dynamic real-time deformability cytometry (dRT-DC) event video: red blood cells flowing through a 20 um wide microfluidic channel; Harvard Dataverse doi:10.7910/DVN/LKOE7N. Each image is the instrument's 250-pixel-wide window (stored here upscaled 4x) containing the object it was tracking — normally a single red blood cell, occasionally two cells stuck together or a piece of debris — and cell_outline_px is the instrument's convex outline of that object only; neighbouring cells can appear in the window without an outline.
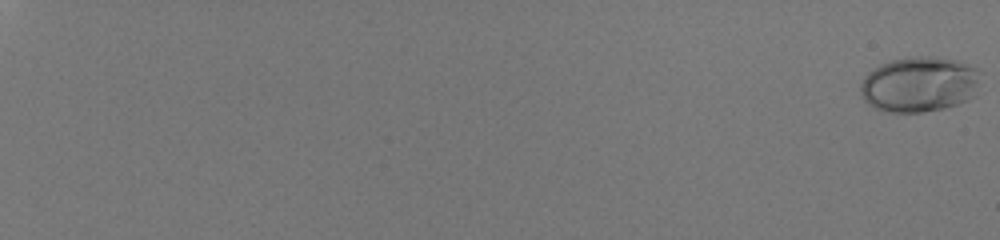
{"species": "human", "species_latin": "Homo sapiens", "temperature_condition": "room temperature", "stored_images_in_passage": 58, "camera_frame_rate_fps": 3000, "um_per_image_px": 0.085, "donor": {"sex": "male"}, "frame": {"image": 1, "passage_image": 1, "time_ms": 0.0, "image_size_px": [1000, 240], "cell_outline_px": [[976, 96], [956, 104], [944, 108], [924, 112], [892, 112], [876, 108], [868, 104], [864, 100], [860, 92], [860, 84], [868, 72], [880, 64], [892, 60], [908, 56], [932, 56], [956, 60], [968, 64], [976, 68]], "centroid_in_image_um": [78.1, 7.16], "position_along_channel_um": 6.9, "area_um2": 38.55}}
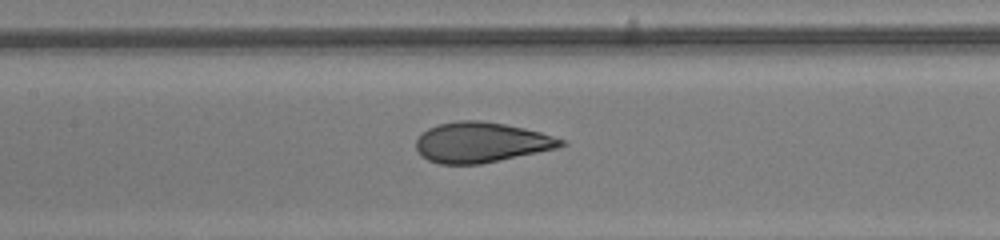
{"frame": {"image": 2, "passage_image": 35, "time_ms": 11.333, "image_size_px": [1000, 240], "cell_outline_px": [[568, 144], [556, 148], [480, 164], [440, 164], [428, 160], [416, 148], [416, 140], [428, 128], [440, 124], [456, 120], [480, 120], [504, 124], [524, 128], [540, 132], [564, 140]], "centroid_in_image_um": [40.9, 12.09], "position_along_channel_um": 166.5, "area_um2": 33.58}}
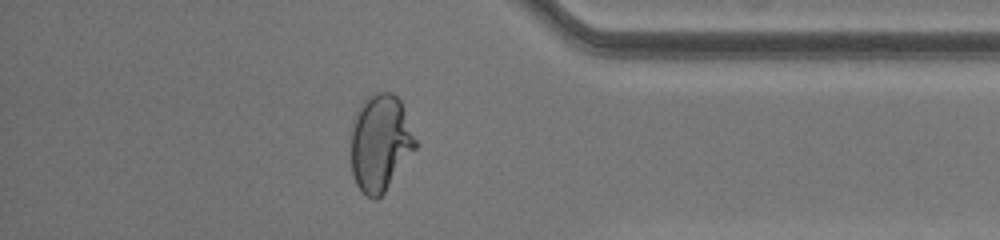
{"frame": {"image": 3, "passage_image": 53, "time_ms": 17.333, "image_size_px": [1000, 240], "cell_outline_px": [[416, 148], [384, 192], [376, 200], [368, 196], [356, 184], [352, 172], [352, 120], [356, 112], [364, 100], [368, 96], [376, 92], [392, 92], [400, 100], [416, 140]], "centroid_in_image_um": [32.31, 12.12], "position_along_channel_um": 402.9, "area_um2": 35.89}, "authors_computed_cell_mechanics": {"area_um2": 34.3621, "velocity_mm_per_s": 4.0937, "shape_relaxation_time_tau1_ms": 3.9338, "shape_relaxation_time_tau2_ms": null, "deformation_change_tau1": 0.2008, "deformation_change_tau2": null}}